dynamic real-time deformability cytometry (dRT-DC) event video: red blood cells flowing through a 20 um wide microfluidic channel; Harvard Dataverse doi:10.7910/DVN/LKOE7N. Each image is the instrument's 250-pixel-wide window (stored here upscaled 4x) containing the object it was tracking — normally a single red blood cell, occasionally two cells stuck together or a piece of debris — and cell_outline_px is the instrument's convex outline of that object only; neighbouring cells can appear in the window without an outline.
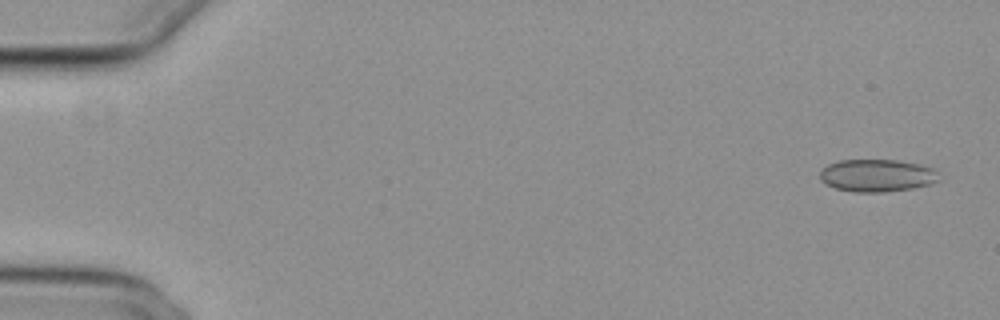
{"species": "common noctule bat (a hibernating species)", "species_latin": "Nyctalus noctula", "temperature_condition": "cold", "stored_images_in_passage": 16, "camera_frame_rate_fps": 3000, "um_per_image_px": 0.085, "animal": {"sex": "female", "body_mass_g": 29.2, "forearm_length_mm": 56.3}, "frame": {"image": 1, "passage_image": 2, "time_ms": 0.333, "image_size_px": [1000, 320], "cell_outline_px": [[940, 180], [928, 184], [912, 188], [884, 192], [852, 192], [836, 188], [824, 184], [820, 180], [820, 168], [828, 164], [840, 160], [896, 160], [920, 164], [936, 168]], "centroid_in_image_um": [74.53, 14.91], "position_along_channel_um": 10.5, "area_um2": 22.77}}